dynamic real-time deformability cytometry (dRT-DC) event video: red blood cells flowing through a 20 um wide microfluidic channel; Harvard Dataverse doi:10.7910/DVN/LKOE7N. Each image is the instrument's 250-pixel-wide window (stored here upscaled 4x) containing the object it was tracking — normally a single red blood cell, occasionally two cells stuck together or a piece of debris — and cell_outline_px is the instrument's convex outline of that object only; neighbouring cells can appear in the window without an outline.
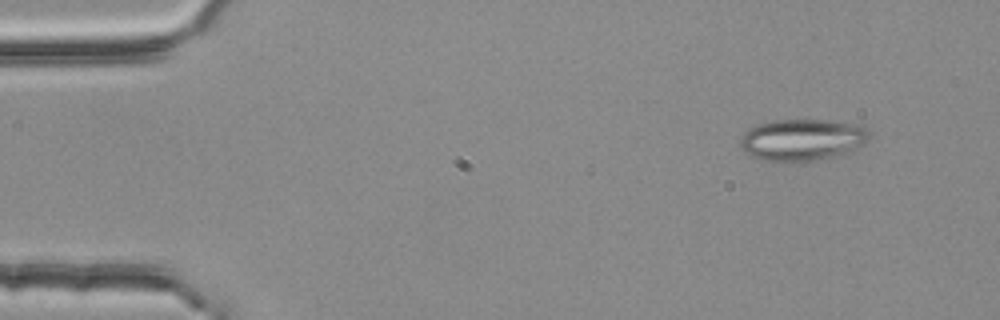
{"species": "common noctule bat (a hibernating species)", "species_latin": "Nyctalus noctula", "temperature_condition": "room temperature", "stored_images_in_passage": 3, "camera_frame_rate_fps": 3000, "um_per_image_px": 0.085, "animal": {"sex": "female", "body_mass_g": 25.1}, "frame": {"image": 1, "passage_image": 1, "time_ms": 0.0, "image_size_px": [1000, 320], "cell_outline_px": [[872, 140], [852, 152], [812, 160], [764, 160], [748, 156], [740, 148], [740, 136], [748, 128], [756, 124], [772, 120], [824, 120], [856, 124], [872, 132]], "centroid_in_image_um": [68.21, 11.86], "position_along_channel_um": 16.8, "area_um2": 31.62}}